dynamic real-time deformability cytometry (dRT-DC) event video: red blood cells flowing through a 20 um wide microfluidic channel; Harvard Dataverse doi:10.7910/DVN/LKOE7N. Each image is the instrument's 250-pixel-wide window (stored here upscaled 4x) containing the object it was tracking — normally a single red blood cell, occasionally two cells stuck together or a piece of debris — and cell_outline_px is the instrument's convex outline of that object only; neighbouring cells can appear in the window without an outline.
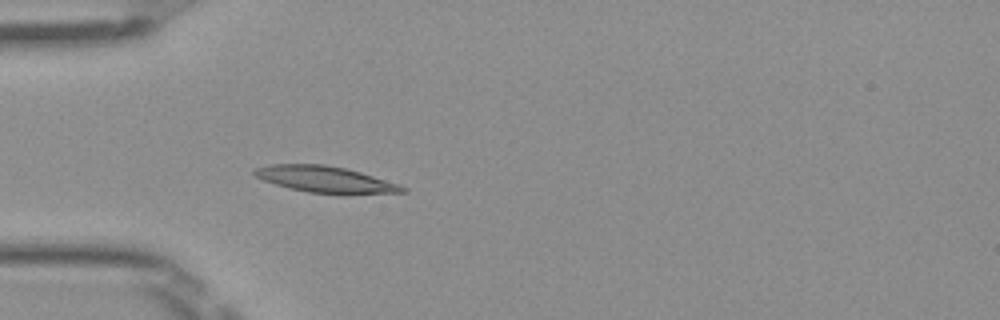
{"species": "Egyptian fruit bat (a non-hibernating species)", "species_latin": "Rousettus aegyptiacus", "temperature_condition": "room temperature", "stored_images_in_passage": 51, "camera_frame_rate_fps": 3000, "um_per_image_px": 0.085, "frame": {"image": 1, "passage_image": 16, "time_ms": 5.0, "image_size_px": [1000, 320], "cell_outline_px": [[408, 192], [340, 196], [308, 192], [288, 188], [264, 180], [256, 176], [252, 172], [252, 168], [272, 164], [324, 164], [344, 168], [360, 172], [400, 184], [408, 188]], "centroid_in_image_um": [27.73, 15.28], "position_along_channel_um": 57.3, "area_um2": 23.41}}
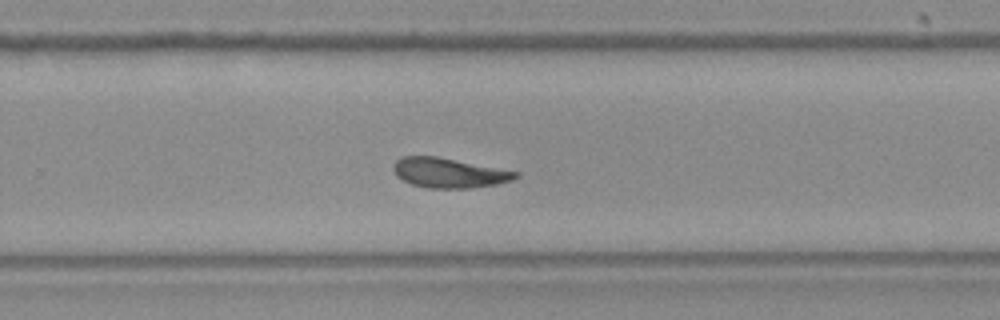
{"frame": {"image": 2, "passage_image": 34, "time_ms": 11.0, "image_size_px": [1000, 320], "cell_outline_px": [[520, 176], [512, 180], [496, 184], [468, 188], [428, 188], [412, 184], [396, 176], [392, 168], [392, 164], [400, 156], [436, 156], [520, 172]], "centroid_in_image_um": [38.14, 14.68], "position_along_channel_um": 291.7, "area_um2": 21.21}}
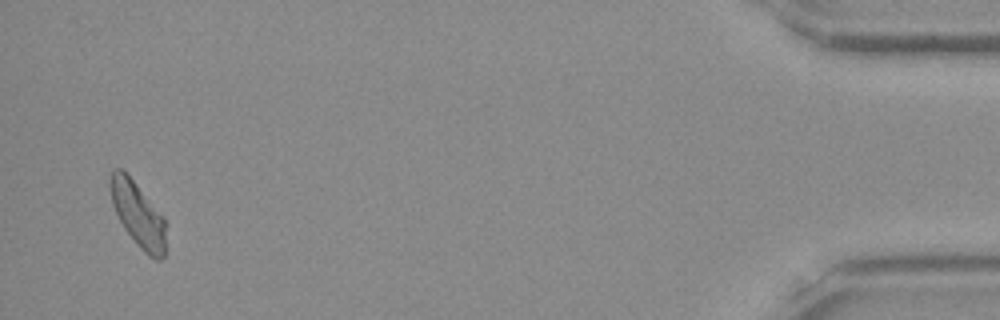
{"frame": {"image": 3, "passage_image": 50, "time_ms": 16.333, "image_size_px": [1000, 320], "cell_outline_px": [[168, 224], [164, 256], [160, 260], [156, 260], [148, 256], [136, 244], [124, 228], [112, 204], [108, 188], [108, 180], [112, 168], [120, 168], [136, 184], [164, 216]], "centroid_in_image_um": [11.74, 18.24], "position_along_channel_um": 423.5, "area_um2": 21.44}, "authors_computed_cell_mechanics": {"area_um2": 21.4438, "velocity_mm_per_s": 3.999, "shape_relaxation_time_tau1_ms": null, "shape_relaxation_time_tau2_ms": 6.521, "deformation_change_tau1": null, "deformation_change_tau2": 0.1293}}